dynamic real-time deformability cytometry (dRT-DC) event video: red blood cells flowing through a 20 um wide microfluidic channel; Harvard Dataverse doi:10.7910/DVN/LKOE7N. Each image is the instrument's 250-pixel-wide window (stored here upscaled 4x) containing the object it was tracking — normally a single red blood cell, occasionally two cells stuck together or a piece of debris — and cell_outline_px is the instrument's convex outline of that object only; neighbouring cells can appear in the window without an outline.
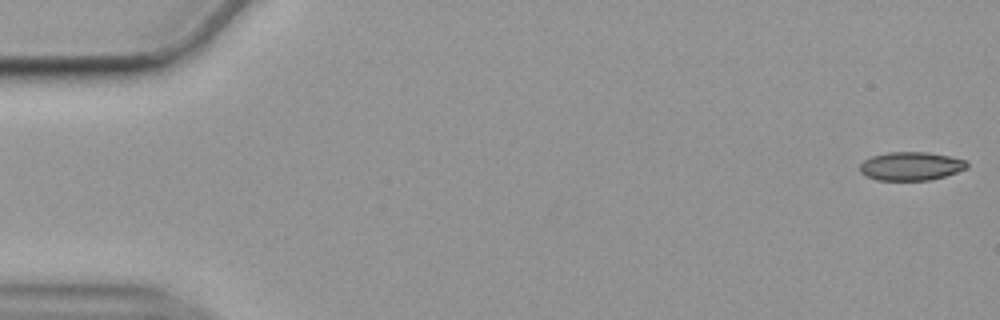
{"species": "common noctule bat (a hibernating species)", "species_latin": "Nyctalus noctula", "temperature_condition": "cold", "stored_images_in_passage": 56, "camera_frame_rate_fps": 3000, "um_per_image_px": 0.085, "animal": {"sex": "female", "body_mass_g": 19.9}, "frame": {"image": 1, "passage_image": 1, "time_ms": 0.0, "image_size_px": [1000, 320], "cell_outline_px": [[968, 168], [944, 176], [928, 180], [876, 180], [864, 176], [860, 172], [860, 164], [864, 160], [872, 156], [888, 152], [928, 152], [968, 160]], "centroid_in_image_um": [77.42, 14.12], "position_along_channel_um": 7.6, "area_um2": 17.86}}
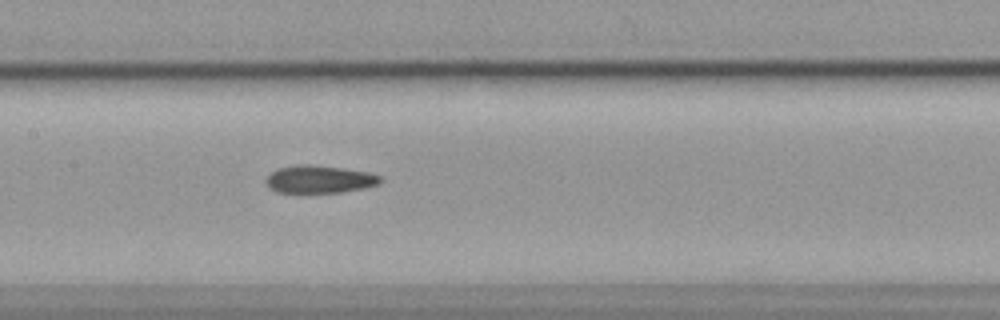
{"frame": {"image": 2, "passage_image": 27, "time_ms": 8.667, "image_size_px": [1000, 320], "cell_outline_px": [[384, 180], [380, 184], [364, 188], [340, 192], [276, 192], [268, 184], [268, 176], [272, 172], [280, 168], [296, 164], [308, 164], [340, 168], [368, 172], [380, 176]], "centroid_in_image_um": [27.22, 15.23], "position_along_channel_um": 180.2, "area_um2": 18.09}}
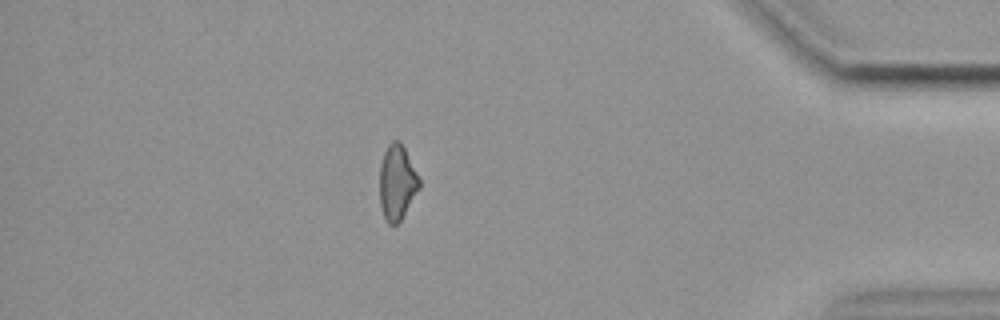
{"frame": {"image": 3, "passage_image": 49, "time_ms": 16.0, "image_size_px": [1000, 320], "cell_outline_px": [[420, 188], [400, 220], [396, 224], [388, 224], [384, 216], [380, 204], [380, 164], [384, 152], [388, 144], [392, 140], [400, 140], [420, 180]], "centroid_in_image_um": [33.74, 15.49], "position_along_channel_um": 401.5, "area_um2": 17.11}, "authors_computed_cell_mechanics": {"area_um2": 18.3515, "velocity_mm_per_s": 3.5753, "shape_relaxation_time_tau1_ms": null, "shape_relaxation_time_tau2_ms": 8.8986, "deformation_change_tau1": null, "deformation_change_tau2": 0.1697}}